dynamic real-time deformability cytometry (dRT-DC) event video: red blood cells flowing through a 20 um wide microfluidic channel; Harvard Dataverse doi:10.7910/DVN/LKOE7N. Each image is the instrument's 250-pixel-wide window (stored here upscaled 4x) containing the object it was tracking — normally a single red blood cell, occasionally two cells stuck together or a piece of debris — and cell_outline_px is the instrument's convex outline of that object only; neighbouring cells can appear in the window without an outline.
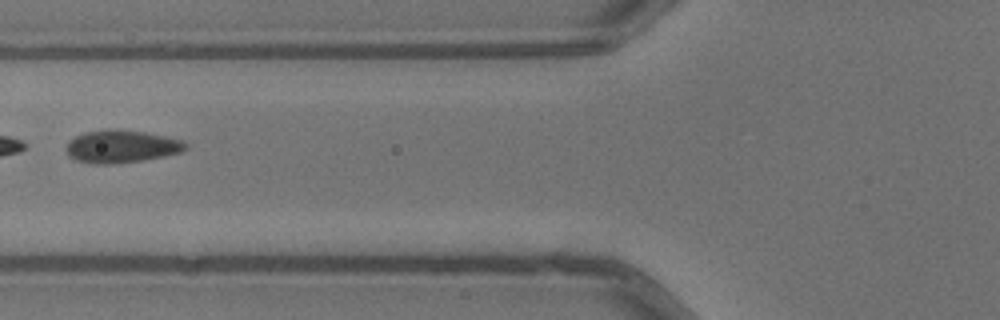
{"species": "common noctule bat (a hibernating species)", "species_latin": "Nyctalus noctula", "temperature_condition": "warm", "stored_images_in_passage": 3, "camera_frame_rate_fps": 3000, "um_per_image_px": 0.085, "animal": {"sex": "male", "body_mass_g": 13.3}, "frame": {"image": 1, "passage_image": 3, "time_ms": 0.667, "image_size_px": [1000, 320], "cell_outline_px": [[188, 148], [180, 152], [164, 156], [144, 160], [108, 164], [96, 164], [76, 160], [68, 156], [64, 148], [68, 140], [84, 132], [104, 128], [108, 128], [144, 132], [184, 140], [188, 144]], "centroid_in_image_um": [10.29, 12.44], "position_along_channel_um": 115.5, "area_um2": 23.0}}